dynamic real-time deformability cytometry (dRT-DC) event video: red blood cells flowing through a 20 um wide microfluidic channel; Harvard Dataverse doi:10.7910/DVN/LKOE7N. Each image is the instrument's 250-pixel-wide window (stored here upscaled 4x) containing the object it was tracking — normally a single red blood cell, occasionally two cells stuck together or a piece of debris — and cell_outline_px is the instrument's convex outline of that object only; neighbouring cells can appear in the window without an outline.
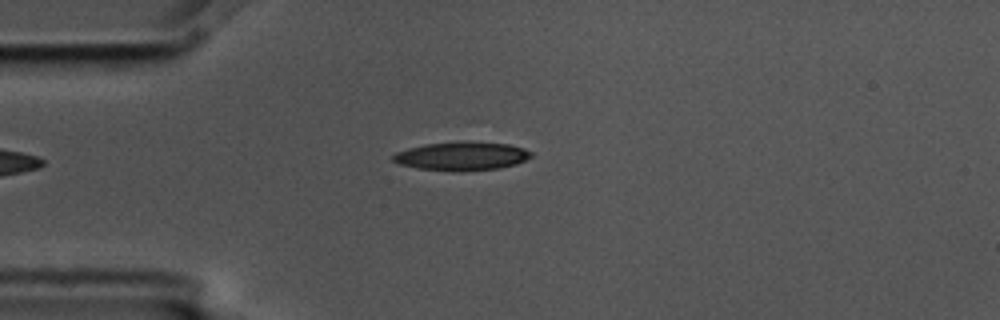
{"species": "common noctule bat (a hibernating species)", "species_latin": "Nyctalus noctula", "temperature_condition": "cold", "stored_images_in_passage": 4, "camera_frame_rate_fps": 3000, "um_per_image_px": 0.085, "animal": {"sex": "male", "body_mass_g": 17.5, "forearm_length_mm": 52.3}, "frame": {"image": 1, "passage_image": 4, "time_ms": 1.0, "image_size_px": [1000, 320], "cell_outline_px": [[532, 156], [516, 164], [500, 168], [416, 168], [400, 164], [392, 160], [392, 156], [396, 152], [408, 148], [428, 144], [460, 140], [468, 140], [508, 144], [524, 148], [532, 152]], "centroid_in_image_um": [39.27, 13.19], "position_along_channel_um": 45.7, "area_um2": 22.14}}